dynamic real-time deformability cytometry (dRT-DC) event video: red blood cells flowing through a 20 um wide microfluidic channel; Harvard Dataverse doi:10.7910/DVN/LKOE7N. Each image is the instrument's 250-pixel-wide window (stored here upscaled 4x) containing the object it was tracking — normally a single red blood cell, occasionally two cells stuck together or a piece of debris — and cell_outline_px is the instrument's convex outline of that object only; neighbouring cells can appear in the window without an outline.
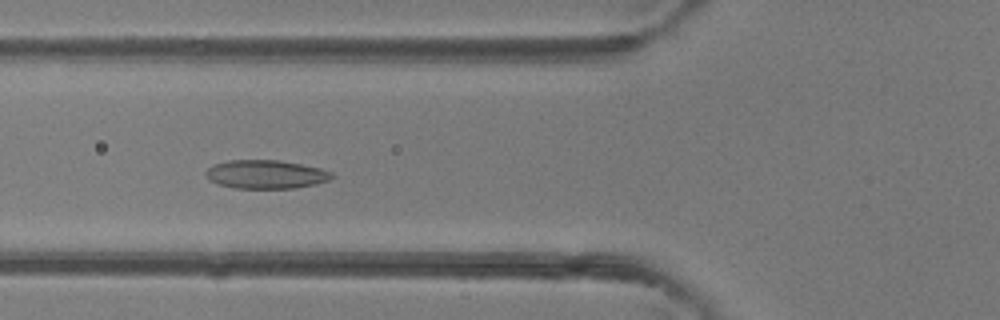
{"species": "common noctule bat (a hibernating species)", "species_latin": "Nyctalus noctula", "temperature_condition": "room temperature", "stored_images_in_passage": 4, "camera_frame_rate_fps": 3000, "um_per_image_px": 0.085, "animal": {"sex": "female"}, "frame": {"image": 1, "passage_image": 4, "time_ms": 3.333, "image_size_px": [1000, 320], "cell_outline_px": [[336, 176], [328, 180], [316, 184], [296, 188], [236, 188], [220, 184], [208, 180], [204, 176], [204, 172], [212, 164], [228, 160], [280, 160], [320, 168], [332, 172]], "centroid_in_image_um": [22.58, 14.81], "position_along_channel_um": 103.2, "area_um2": 21.15}}